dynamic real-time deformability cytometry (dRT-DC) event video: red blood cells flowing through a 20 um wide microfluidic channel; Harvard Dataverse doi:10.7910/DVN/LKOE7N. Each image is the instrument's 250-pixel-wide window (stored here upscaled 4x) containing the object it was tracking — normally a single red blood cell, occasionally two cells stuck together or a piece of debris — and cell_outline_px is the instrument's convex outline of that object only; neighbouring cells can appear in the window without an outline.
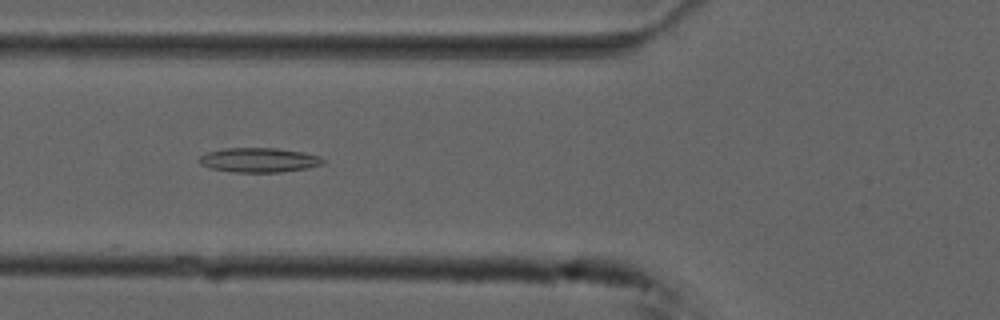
{"species": "common noctule bat (a hibernating species)", "species_latin": "Nyctalus noctula", "temperature_condition": "cold", "stored_images_in_passage": 13, "camera_frame_rate_fps": 3000, "um_per_image_px": 0.085, "animal": {"sex": "male", "forearm_length_mm": 52.5}, "frame": {"image": 1, "passage_image": 10, "time_ms": 3.0, "image_size_px": [1000, 320], "cell_outline_px": [[324, 164], [308, 168], [280, 172], [232, 172], [212, 168], [200, 164], [196, 160], [200, 156], [208, 152], [224, 148], [276, 148], [304, 152], [320, 156], [324, 160]], "centroid_in_image_um": [22.02, 13.6], "position_along_channel_um": 103.8, "area_um2": 17.74}}